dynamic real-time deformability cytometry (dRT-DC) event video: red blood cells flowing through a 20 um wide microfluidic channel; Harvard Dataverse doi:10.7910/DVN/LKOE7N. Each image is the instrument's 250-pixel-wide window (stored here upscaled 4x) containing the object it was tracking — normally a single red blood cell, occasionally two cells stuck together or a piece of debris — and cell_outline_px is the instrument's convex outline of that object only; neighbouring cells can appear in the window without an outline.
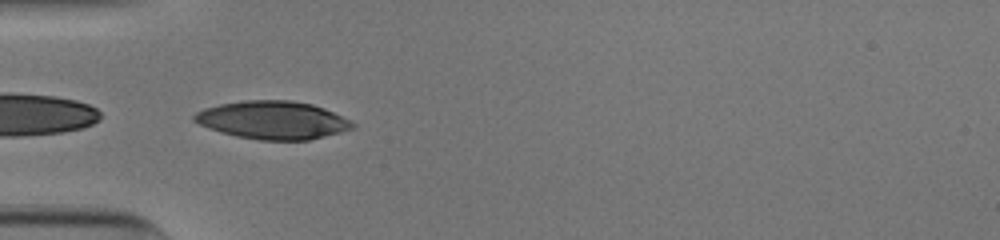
{"species": "human", "species_latin": "Homo sapiens", "temperature_condition": "cold", "stored_images_in_passage": 36, "camera_frame_rate_fps": 3000, "um_per_image_px": 0.085, "donor": {"sex": "male"}, "frame": {"image": 1, "passage_image": 1, "time_ms": 0.0, "image_size_px": [1000, 240], "cell_outline_px": [[356, 128], [308, 140], [260, 140], [236, 136], [220, 132], [208, 128], [192, 120], [192, 116], [196, 112], [204, 108], [220, 104], [244, 100], [292, 100], [312, 104], [324, 108], [356, 124]], "centroid_in_image_um": [23.16, 10.2], "position_along_channel_um": 61.8, "area_um2": 35.03}}
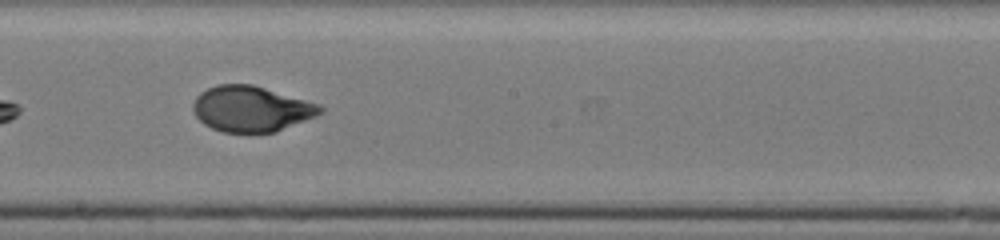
{"frame": {"image": 2, "passage_image": 14, "time_ms": 4.333, "image_size_px": [1000, 240], "cell_outline_px": [[324, 112], [316, 116], [276, 132], [224, 132], [212, 128], [204, 124], [196, 116], [192, 108], [192, 104], [196, 96], [200, 92], [216, 84], [252, 84], [320, 104], [324, 108]], "centroid_in_image_um": [21.36, 9.24], "position_along_channel_um": 226.8, "area_um2": 33.87}}
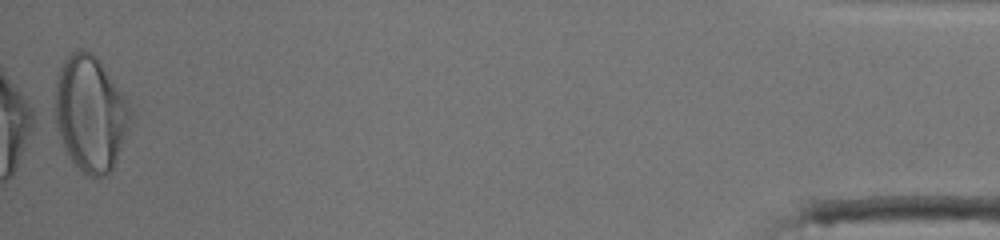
{"frame": {"image": 3, "passage_image": 36, "time_ms": 11.667, "image_size_px": [1000, 240], "cell_outline_px": [[132, 112], [116, 160], [112, 168], [104, 176], [84, 176], [72, 160], [64, 148], [56, 128], [56, 76], [64, 60], [72, 52], [80, 48], [84, 48], [92, 52], [100, 60], [132, 108]], "centroid_in_image_um": [7.66, 9.62], "position_along_channel_um": 427.5, "area_um2": 50.29}, "authors_computed_cell_mechanics": {"area_um2": 34.7089, "velocity_mm_per_s": 3.9018, "shape_relaxation_time_tau1_ms": 5.4261, "shape_relaxation_time_tau2_ms": null, "deformation_change_tau1": 0.2191, "deformation_change_tau2": null}}